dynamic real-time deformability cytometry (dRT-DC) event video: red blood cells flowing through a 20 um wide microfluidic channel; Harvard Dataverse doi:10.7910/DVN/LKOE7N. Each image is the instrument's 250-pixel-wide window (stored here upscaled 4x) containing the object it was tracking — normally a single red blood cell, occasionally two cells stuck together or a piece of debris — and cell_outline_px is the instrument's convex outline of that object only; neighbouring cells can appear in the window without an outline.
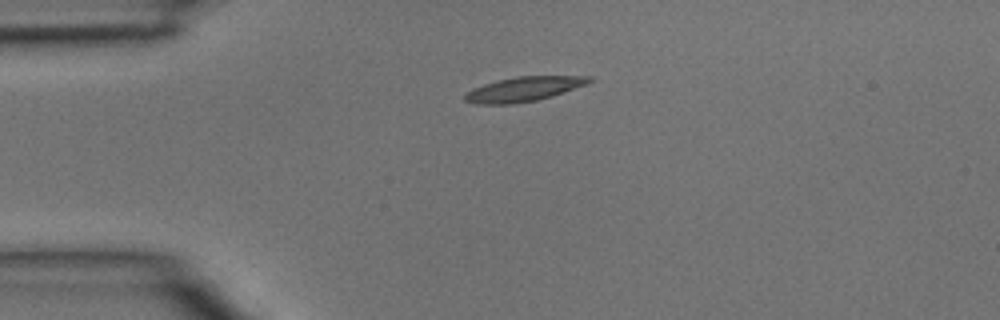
{"species": "common noctule bat (a hibernating species)", "species_latin": "Nyctalus noctula", "temperature_condition": "room temperature", "stored_images_in_passage": 3, "camera_frame_rate_fps": 3000, "um_per_image_px": 0.085, "animal": {"sex": "male", "body_mass_g": 15.6}, "frame": {"image": 1, "passage_image": 2, "time_ms": 0.333, "image_size_px": [1000, 320], "cell_outline_px": [[592, 80], [588, 84], [552, 96], [536, 100], [512, 104], [476, 104], [464, 100], [464, 92], [472, 88], [496, 80], [516, 76], [592, 76]], "centroid_in_image_um": [44.49, 7.57], "position_along_channel_um": 40.5, "area_um2": 17.92}}